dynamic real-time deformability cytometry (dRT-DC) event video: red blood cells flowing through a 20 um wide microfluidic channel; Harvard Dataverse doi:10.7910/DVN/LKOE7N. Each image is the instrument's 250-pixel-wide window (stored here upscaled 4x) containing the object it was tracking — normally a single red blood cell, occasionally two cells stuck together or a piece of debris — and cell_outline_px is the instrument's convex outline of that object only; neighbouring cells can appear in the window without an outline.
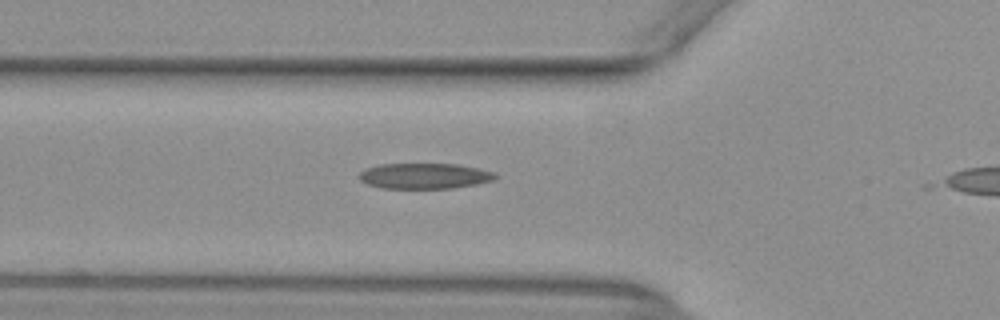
{"species": "common noctule bat (a hibernating species)", "species_latin": "Nyctalus noctula", "temperature_condition": "warm", "stored_images_in_passage": 40, "camera_frame_rate_fps": 3000, "um_per_image_px": 0.085, "animal": {"sex": "female", "body_mass_g": 29.2, "forearm_length_mm": 56.3}, "frame": {"image": 1, "passage_image": 13, "time_ms": 4.0, "image_size_px": [1000, 320], "cell_outline_px": [[496, 180], [476, 184], [452, 188], [380, 188], [368, 184], [360, 180], [360, 172], [364, 168], [380, 164], [456, 164], [480, 168], [492, 172], [496, 176]], "centroid_in_image_um": [36.07, 14.95], "position_along_channel_um": 89.7, "area_um2": 20.29}}
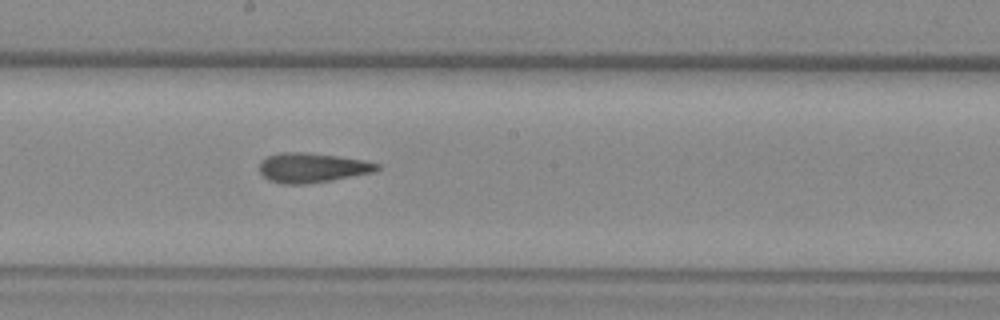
{"frame": {"image": 2, "passage_image": 23, "time_ms": 7.333, "image_size_px": [1000, 320], "cell_outline_px": [[380, 168], [376, 172], [332, 180], [308, 184], [284, 184], [268, 180], [260, 172], [260, 164], [268, 156], [280, 152], [300, 152], [336, 156], [364, 160], [380, 164]], "centroid_in_image_um": [26.57, 14.27], "position_along_channel_um": 221.6, "area_um2": 20.23}}
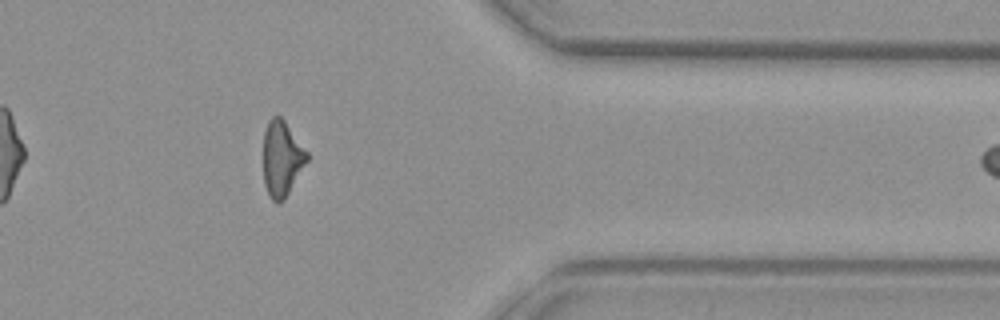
{"frame": {"image": 3, "passage_image": 37, "time_ms": 12.0, "image_size_px": [1000, 320], "cell_outline_px": [[308, 160], [284, 200], [280, 204], [276, 204], [268, 196], [264, 184], [264, 132], [268, 120], [272, 116], [280, 116], [284, 120], [308, 152]], "centroid_in_image_um": [23.95, 13.5], "position_along_channel_um": 387.5, "area_um2": 19.25}}